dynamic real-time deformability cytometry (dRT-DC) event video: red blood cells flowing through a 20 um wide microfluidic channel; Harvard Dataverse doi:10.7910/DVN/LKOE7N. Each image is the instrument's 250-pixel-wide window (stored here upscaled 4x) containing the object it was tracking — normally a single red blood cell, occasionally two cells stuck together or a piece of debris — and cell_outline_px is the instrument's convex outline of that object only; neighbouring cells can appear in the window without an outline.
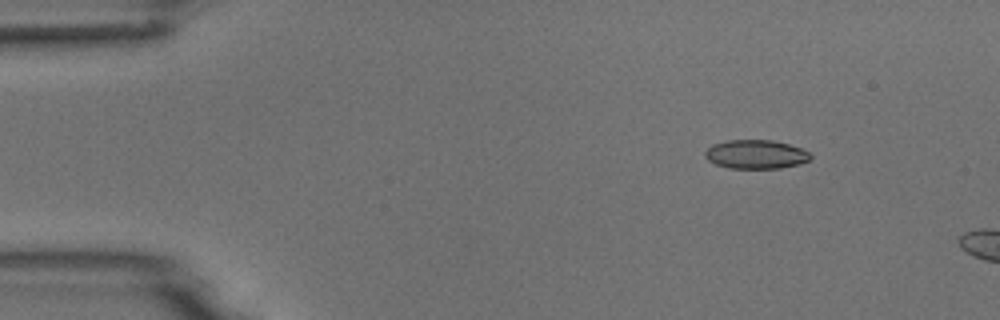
{"species": "common noctule bat (a hibernating species)", "species_latin": "Nyctalus noctula", "temperature_condition": "room temperature", "stored_images_in_passage": 3, "camera_frame_rate_fps": 3000, "um_per_image_px": 0.085, "animal": {"sex": "male", "body_mass_g": 18.8}, "frame": {"image": 1, "passage_image": 2, "time_ms": 1.0, "image_size_px": [1000, 320], "cell_outline_px": [[812, 156], [808, 160], [796, 164], [780, 168], [728, 168], [716, 164], [708, 160], [704, 156], [704, 152], [712, 144], [724, 140], [772, 140], [788, 144], [800, 148], [808, 152]], "centroid_in_image_um": [64.19, 13.11], "position_along_channel_um": 20.8, "area_um2": 17.63}}